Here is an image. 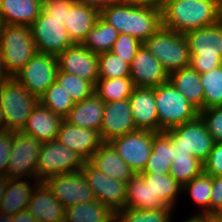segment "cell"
<instances>
[{"mask_svg":"<svg viewBox=\"0 0 222 222\" xmlns=\"http://www.w3.org/2000/svg\"><path fill=\"white\" fill-rule=\"evenodd\" d=\"M162 27L185 34L222 20V0H165Z\"/></svg>","mask_w":222,"mask_h":222,"instance_id":"obj_1","label":"cell"},{"mask_svg":"<svg viewBox=\"0 0 222 222\" xmlns=\"http://www.w3.org/2000/svg\"><path fill=\"white\" fill-rule=\"evenodd\" d=\"M100 17L119 34H129L142 43L162 27L160 9L135 6L125 0L102 9Z\"/></svg>","mask_w":222,"mask_h":222,"instance_id":"obj_2","label":"cell"},{"mask_svg":"<svg viewBox=\"0 0 222 222\" xmlns=\"http://www.w3.org/2000/svg\"><path fill=\"white\" fill-rule=\"evenodd\" d=\"M184 35L189 46L190 66L199 74L222 65V20Z\"/></svg>","mask_w":222,"mask_h":222,"instance_id":"obj_3","label":"cell"},{"mask_svg":"<svg viewBox=\"0 0 222 222\" xmlns=\"http://www.w3.org/2000/svg\"><path fill=\"white\" fill-rule=\"evenodd\" d=\"M153 88L157 105L159 132L191 122L199 117V110L170 81Z\"/></svg>","mask_w":222,"mask_h":222,"instance_id":"obj_4","label":"cell"},{"mask_svg":"<svg viewBox=\"0 0 222 222\" xmlns=\"http://www.w3.org/2000/svg\"><path fill=\"white\" fill-rule=\"evenodd\" d=\"M0 50L6 71L13 77L37 53L29 26L4 25Z\"/></svg>","mask_w":222,"mask_h":222,"instance_id":"obj_5","label":"cell"},{"mask_svg":"<svg viewBox=\"0 0 222 222\" xmlns=\"http://www.w3.org/2000/svg\"><path fill=\"white\" fill-rule=\"evenodd\" d=\"M143 44L160 61L169 75L190 65L189 46L182 33L161 27Z\"/></svg>","mask_w":222,"mask_h":222,"instance_id":"obj_6","label":"cell"},{"mask_svg":"<svg viewBox=\"0 0 222 222\" xmlns=\"http://www.w3.org/2000/svg\"><path fill=\"white\" fill-rule=\"evenodd\" d=\"M38 102L37 97L11 77L0 88V108L4 115L6 130L21 131Z\"/></svg>","mask_w":222,"mask_h":222,"instance_id":"obj_7","label":"cell"},{"mask_svg":"<svg viewBox=\"0 0 222 222\" xmlns=\"http://www.w3.org/2000/svg\"><path fill=\"white\" fill-rule=\"evenodd\" d=\"M84 162L78 153L56 139L42 143L36 165L37 181H44L58 174L80 171Z\"/></svg>","mask_w":222,"mask_h":222,"instance_id":"obj_8","label":"cell"},{"mask_svg":"<svg viewBox=\"0 0 222 222\" xmlns=\"http://www.w3.org/2000/svg\"><path fill=\"white\" fill-rule=\"evenodd\" d=\"M162 132L170 139L174 149L190 151L202 163L208 158L215 143L200 117Z\"/></svg>","mask_w":222,"mask_h":222,"instance_id":"obj_9","label":"cell"},{"mask_svg":"<svg viewBox=\"0 0 222 222\" xmlns=\"http://www.w3.org/2000/svg\"><path fill=\"white\" fill-rule=\"evenodd\" d=\"M57 56L37 52L13 77L33 96L40 99L56 81Z\"/></svg>","mask_w":222,"mask_h":222,"instance_id":"obj_10","label":"cell"},{"mask_svg":"<svg viewBox=\"0 0 222 222\" xmlns=\"http://www.w3.org/2000/svg\"><path fill=\"white\" fill-rule=\"evenodd\" d=\"M42 143L33 136L14 131L13 146L10 152L6 177H34L37 179V160Z\"/></svg>","mask_w":222,"mask_h":222,"instance_id":"obj_11","label":"cell"},{"mask_svg":"<svg viewBox=\"0 0 222 222\" xmlns=\"http://www.w3.org/2000/svg\"><path fill=\"white\" fill-rule=\"evenodd\" d=\"M62 19L49 18L43 11L31 24L37 52L58 56L74 44Z\"/></svg>","mask_w":222,"mask_h":222,"instance_id":"obj_12","label":"cell"},{"mask_svg":"<svg viewBox=\"0 0 222 222\" xmlns=\"http://www.w3.org/2000/svg\"><path fill=\"white\" fill-rule=\"evenodd\" d=\"M96 200L109 207L114 213L125 208L127 183L105 175L89 161L81 169Z\"/></svg>","mask_w":222,"mask_h":222,"instance_id":"obj_13","label":"cell"},{"mask_svg":"<svg viewBox=\"0 0 222 222\" xmlns=\"http://www.w3.org/2000/svg\"><path fill=\"white\" fill-rule=\"evenodd\" d=\"M152 143L153 131L140 129L109 142L135 174L143 171L152 152Z\"/></svg>","mask_w":222,"mask_h":222,"instance_id":"obj_14","label":"cell"},{"mask_svg":"<svg viewBox=\"0 0 222 222\" xmlns=\"http://www.w3.org/2000/svg\"><path fill=\"white\" fill-rule=\"evenodd\" d=\"M43 182L65 208L96 200L81 170L50 176Z\"/></svg>","mask_w":222,"mask_h":222,"instance_id":"obj_15","label":"cell"},{"mask_svg":"<svg viewBox=\"0 0 222 222\" xmlns=\"http://www.w3.org/2000/svg\"><path fill=\"white\" fill-rule=\"evenodd\" d=\"M58 69L91 82L94 86L99 77L98 54L81 43H74L57 56Z\"/></svg>","mask_w":222,"mask_h":222,"instance_id":"obj_16","label":"cell"},{"mask_svg":"<svg viewBox=\"0 0 222 222\" xmlns=\"http://www.w3.org/2000/svg\"><path fill=\"white\" fill-rule=\"evenodd\" d=\"M137 130L128 99L104 103L99 131L103 143Z\"/></svg>","mask_w":222,"mask_h":222,"instance_id":"obj_17","label":"cell"},{"mask_svg":"<svg viewBox=\"0 0 222 222\" xmlns=\"http://www.w3.org/2000/svg\"><path fill=\"white\" fill-rule=\"evenodd\" d=\"M130 78L135 87L153 88L169 81V74L144 44L130 64Z\"/></svg>","mask_w":222,"mask_h":222,"instance_id":"obj_18","label":"cell"},{"mask_svg":"<svg viewBox=\"0 0 222 222\" xmlns=\"http://www.w3.org/2000/svg\"><path fill=\"white\" fill-rule=\"evenodd\" d=\"M56 140L78 153L85 161L103 144L98 131L76 127L65 120L61 123Z\"/></svg>","mask_w":222,"mask_h":222,"instance_id":"obj_19","label":"cell"},{"mask_svg":"<svg viewBox=\"0 0 222 222\" xmlns=\"http://www.w3.org/2000/svg\"><path fill=\"white\" fill-rule=\"evenodd\" d=\"M128 100L136 128L159 132L154 88L135 87Z\"/></svg>","mask_w":222,"mask_h":222,"instance_id":"obj_20","label":"cell"},{"mask_svg":"<svg viewBox=\"0 0 222 222\" xmlns=\"http://www.w3.org/2000/svg\"><path fill=\"white\" fill-rule=\"evenodd\" d=\"M27 210L37 222H59L65 220L66 208L52 194L43 181H37Z\"/></svg>","mask_w":222,"mask_h":222,"instance_id":"obj_21","label":"cell"},{"mask_svg":"<svg viewBox=\"0 0 222 222\" xmlns=\"http://www.w3.org/2000/svg\"><path fill=\"white\" fill-rule=\"evenodd\" d=\"M63 120L38 102L21 132L33 136L41 143L49 142L57 138Z\"/></svg>","mask_w":222,"mask_h":222,"instance_id":"obj_22","label":"cell"},{"mask_svg":"<svg viewBox=\"0 0 222 222\" xmlns=\"http://www.w3.org/2000/svg\"><path fill=\"white\" fill-rule=\"evenodd\" d=\"M99 16L100 12L97 9L75 1L67 12L64 23L71 40L74 43H82Z\"/></svg>","mask_w":222,"mask_h":222,"instance_id":"obj_23","label":"cell"},{"mask_svg":"<svg viewBox=\"0 0 222 222\" xmlns=\"http://www.w3.org/2000/svg\"><path fill=\"white\" fill-rule=\"evenodd\" d=\"M43 0H0L4 25L31 26L40 15Z\"/></svg>","mask_w":222,"mask_h":222,"instance_id":"obj_24","label":"cell"},{"mask_svg":"<svg viewBox=\"0 0 222 222\" xmlns=\"http://www.w3.org/2000/svg\"><path fill=\"white\" fill-rule=\"evenodd\" d=\"M104 103L95 93L81 102L75 103L64 120L71 125L100 131Z\"/></svg>","mask_w":222,"mask_h":222,"instance_id":"obj_25","label":"cell"},{"mask_svg":"<svg viewBox=\"0 0 222 222\" xmlns=\"http://www.w3.org/2000/svg\"><path fill=\"white\" fill-rule=\"evenodd\" d=\"M88 161L105 175L126 183L135 175L109 143H103Z\"/></svg>","mask_w":222,"mask_h":222,"instance_id":"obj_26","label":"cell"},{"mask_svg":"<svg viewBox=\"0 0 222 222\" xmlns=\"http://www.w3.org/2000/svg\"><path fill=\"white\" fill-rule=\"evenodd\" d=\"M167 206L155 196L149 183L135 174L127 181L125 208L136 210H161Z\"/></svg>","mask_w":222,"mask_h":222,"instance_id":"obj_27","label":"cell"},{"mask_svg":"<svg viewBox=\"0 0 222 222\" xmlns=\"http://www.w3.org/2000/svg\"><path fill=\"white\" fill-rule=\"evenodd\" d=\"M169 81L199 111L204 110V90L200 74L190 65L169 75Z\"/></svg>","mask_w":222,"mask_h":222,"instance_id":"obj_28","label":"cell"},{"mask_svg":"<svg viewBox=\"0 0 222 222\" xmlns=\"http://www.w3.org/2000/svg\"><path fill=\"white\" fill-rule=\"evenodd\" d=\"M174 159L170 139L163 132L153 131L152 152L141 173L168 174Z\"/></svg>","mask_w":222,"mask_h":222,"instance_id":"obj_29","label":"cell"},{"mask_svg":"<svg viewBox=\"0 0 222 222\" xmlns=\"http://www.w3.org/2000/svg\"><path fill=\"white\" fill-rule=\"evenodd\" d=\"M16 178H8L6 192L0 202V212L14 216L18 212L27 209L34 189Z\"/></svg>","mask_w":222,"mask_h":222,"instance_id":"obj_30","label":"cell"},{"mask_svg":"<svg viewBox=\"0 0 222 222\" xmlns=\"http://www.w3.org/2000/svg\"><path fill=\"white\" fill-rule=\"evenodd\" d=\"M115 213L98 200L66 208V222H110Z\"/></svg>","mask_w":222,"mask_h":222,"instance_id":"obj_31","label":"cell"},{"mask_svg":"<svg viewBox=\"0 0 222 222\" xmlns=\"http://www.w3.org/2000/svg\"><path fill=\"white\" fill-rule=\"evenodd\" d=\"M118 35V31L99 16L81 44L93 53L100 54L111 51Z\"/></svg>","mask_w":222,"mask_h":222,"instance_id":"obj_32","label":"cell"},{"mask_svg":"<svg viewBox=\"0 0 222 222\" xmlns=\"http://www.w3.org/2000/svg\"><path fill=\"white\" fill-rule=\"evenodd\" d=\"M146 183H149L155 196L170 208H173L176 196L182 192L180 185L169 173L165 175L156 173H139Z\"/></svg>","mask_w":222,"mask_h":222,"instance_id":"obj_33","label":"cell"},{"mask_svg":"<svg viewBox=\"0 0 222 222\" xmlns=\"http://www.w3.org/2000/svg\"><path fill=\"white\" fill-rule=\"evenodd\" d=\"M135 86L130 77L98 79L94 93L103 102H115L128 99Z\"/></svg>","mask_w":222,"mask_h":222,"instance_id":"obj_34","label":"cell"},{"mask_svg":"<svg viewBox=\"0 0 222 222\" xmlns=\"http://www.w3.org/2000/svg\"><path fill=\"white\" fill-rule=\"evenodd\" d=\"M56 82L66 91L74 103H78L94 94L95 86L77 75L58 69Z\"/></svg>","mask_w":222,"mask_h":222,"instance_id":"obj_35","label":"cell"},{"mask_svg":"<svg viewBox=\"0 0 222 222\" xmlns=\"http://www.w3.org/2000/svg\"><path fill=\"white\" fill-rule=\"evenodd\" d=\"M203 173V163L193 155L175 156L169 174L182 186Z\"/></svg>","mask_w":222,"mask_h":222,"instance_id":"obj_36","label":"cell"},{"mask_svg":"<svg viewBox=\"0 0 222 222\" xmlns=\"http://www.w3.org/2000/svg\"><path fill=\"white\" fill-rule=\"evenodd\" d=\"M204 90V109L222 106V65L200 74Z\"/></svg>","mask_w":222,"mask_h":222,"instance_id":"obj_37","label":"cell"},{"mask_svg":"<svg viewBox=\"0 0 222 222\" xmlns=\"http://www.w3.org/2000/svg\"><path fill=\"white\" fill-rule=\"evenodd\" d=\"M39 102L63 119L75 104L56 81L40 97Z\"/></svg>","mask_w":222,"mask_h":222,"instance_id":"obj_38","label":"cell"},{"mask_svg":"<svg viewBox=\"0 0 222 222\" xmlns=\"http://www.w3.org/2000/svg\"><path fill=\"white\" fill-rule=\"evenodd\" d=\"M98 79L130 77V65L111 51L98 54Z\"/></svg>","mask_w":222,"mask_h":222,"instance_id":"obj_39","label":"cell"},{"mask_svg":"<svg viewBox=\"0 0 222 222\" xmlns=\"http://www.w3.org/2000/svg\"><path fill=\"white\" fill-rule=\"evenodd\" d=\"M183 191H188L193 200L199 205H203L205 209L203 213L196 216L210 214V199L212 192V176L204 172L193 178L190 182L183 186Z\"/></svg>","mask_w":222,"mask_h":222,"instance_id":"obj_40","label":"cell"},{"mask_svg":"<svg viewBox=\"0 0 222 222\" xmlns=\"http://www.w3.org/2000/svg\"><path fill=\"white\" fill-rule=\"evenodd\" d=\"M172 208L136 210L124 208L115 213L116 222H170Z\"/></svg>","mask_w":222,"mask_h":222,"instance_id":"obj_41","label":"cell"},{"mask_svg":"<svg viewBox=\"0 0 222 222\" xmlns=\"http://www.w3.org/2000/svg\"><path fill=\"white\" fill-rule=\"evenodd\" d=\"M142 44L143 43L139 39L130 36L129 34H119L111 52L130 65L137 50Z\"/></svg>","mask_w":222,"mask_h":222,"instance_id":"obj_42","label":"cell"},{"mask_svg":"<svg viewBox=\"0 0 222 222\" xmlns=\"http://www.w3.org/2000/svg\"><path fill=\"white\" fill-rule=\"evenodd\" d=\"M199 117L205 123L215 142H222V106L210 107L199 111Z\"/></svg>","mask_w":222,"mask_h":222,"instance_id":"obj_43","label":"cell"},{"mask_svg":"<svg viewBox=\"0 0 222 222\" xmlns=\"http://www.w3.org/2000/svg\"><path fill=\"white\" fill-rule=\"evenodd\" d=\"M203 172L212 177H222V142H215L208 158L203 162Z\"/></svg>","mask_w":222,"mask_h":222,"instance_id":"obj_44","label":"cell"},{"mask_svg":"<svg viewBox=\"0 0 222 222\" xmlns=\"http://www.w3.org/2000/svg\"><path fill=\"white\" fill-rule=\"evenodd\" d=\"M76 0H43L42 11L49 18L62 19L65 22L67 12Z\"/></svg>","mask_w":222,"mask_h":222,"instance_id":"obj_45","label":"cell"},{"mask_svg":"<svg viewBox=\"0 0 222 222\" xmlns=\"http://www.w3.org/2000/svg\"><path fill=\"white\" fill-rule=\"evenodd\" d=\"M13 139L14 131L6 130L0 132V175L5 177Z\"/></svg>","mask_w":222,"mask_h":222,"instance_id":"obj_46","label":"cell"},{"mask_svg":"<svg viewBox=\"0 0 222 222\" xmlns=\"http://www.w3.org/2000/svg\"><path fill=\"white\" fill-rule=\"evenodd\" d=\"M210 213H222V177H212Z\"/></svg>","mask_w":222,"mask_h":222,"instance_id":"obj_47","label":"cell"},{"mask_svg":"<svg viewBox=\"0 0 222 222\" xmlns=\"http://www.w3.org/2000/svg\"><path fill=\"white\" fill-rule=\"evenodd\" d=\"M77 2L84 3L85 5H89L97 9L99 12L107 6L112 5L113 3H117L123 0H76Z\"/></svg>","mask_w":222,"mask_h":222,"instance_id":"obj_48","label":"cell"},{"mask_svg":"<svg viewBox=\"0 0 222 222\" xmlns=\"http://www.w3.org/2000/svg\"><path fill=\"white\" fill-rule=\"evenodd\" d=\"M132 5L135 6H142V7H149L154 9H162L165 0H125Z\"/></svg>","mask_w":222,"mask_h":222,"instance_id":"obj_49","label":"cell"},{"mask_svg":"<svg viewBox=\"0 0 222 222\" xmlns=\"http://www.w3.org/2000/svg\"><path fill=\"white\" fill-rule=\"evenodd\" d=\"M13 222H37L30 212L25 209L13 216Z\"/></svg>","mask_w":222,"mask_h":222,"instance_id":"obj_50","label":"cell"},{"mask_svg":"<svg viewBox=\"0 0 222 222\" xmlns=\"http://www.w3.org/2000/svg\"><path fill=\"white\" fill-rule=\"evenodd\" d=\"M11 78L9 73L6 71L4 62L2 60L1 56V50H0V88Z\"/></svg>","mask_w":222,"mask_h":222,"instance_id":"obj_51","label":"cell"},{"mask_svg":"<svg viewBox=\"0 0 222 222\" xmlns=\"http://www.w3.org/2000/svg\"><path fill=\"white\" fill-rule=\"evenodd\" d=\"M201 217L205 222H222V213H210Z\"/></svg>","mask_w":222,"mask_h":222,"instance_id":"obj_52","label":"cell"},{"mask_svg":"<svg viewBox=\"0 0 222 222\" xmlns=\"http://www.w3.org/2000/svg\"><path fill=\"white\" fill-rule=\"evenodd\" d=\"M7 182H8V178L3 175H0V202L6 192Z\"/></svg>","mask_w":222,"mask_h":222,"instance_id":"obj_53","label":"cell"},{"mask_svg":"<svg viewBox=\"0 0 222 222\" xmlns=\"http://www.w3.org/2000/svg\"><path fill=\"white\" fill-rule=\"evenodd\" d=\"M172 149H173V158H175V156L192 155L190 154V151L183 150V149H174V145H172Z\"/></svg>","mask_w":222,"mask_h":222,"instance_id":"obj_54","label":"cell"},{"mask_svg":"<svg viewBox=\"0 0 222 222\" xmlns=\"http://www.w3.org/2000/svg\"><path fill=\"white\" fill-rule=\"evenodd\" d=\"M0 222H13V216L0 212Z\"/></svg>","mask_w":222,"mask_h":222,"instance_id":"obj_55","label":"cell"},{"mask_svg":"<svg viewBox=\"0 0 222 222\" xmlns=\"http://www.w3.org/2000/svg\"><path fill=\"white\" fill-rule=\"evenodd\" d=\"M6 131V125L4 120L3 112L0 108V132Z\"/></svg>","mask_w":222,"mask_h":222,"instance_id":"obj_56","label":"cell"},{"mask_svg":"<svg viewBox=\"0 0 222 222\" xmlns=\"http://www.w3.org/2000/svg\"><path fill=\"white\" fill-rule=\"evenodd\" d=\"M184 222H205V220L201 216H193Z\"/></svg>","mask_w":222,"mask_h":222,"instance_id":"obj_57","label":"cell"},{"mask_svg":"<svg viewBox=\"0 0 222 222\" xmlns=\"http://www.w3.org/2000/svg\"><path fill=\"white\" fill-rule=\"evenodd\" d=\"M4 27V23L0 14V30Z\"/></svg>","mask_w":222,"mask_h":222,"instance_id":"obj_58","label":"cell"},{"mask_svg":"<svg viewBox=\"0 0 222 222\" xmlns=\"http://www.w3.org/2000/svg\"><path fill=\"white\" fill-rule=\"evenodd\" d=\"M110 222H116V218L114 217Z\"/></svg>","mask_w":222,"mask_h":222,"instance_id":"obj_59","label":"cell"}]
</instances>
